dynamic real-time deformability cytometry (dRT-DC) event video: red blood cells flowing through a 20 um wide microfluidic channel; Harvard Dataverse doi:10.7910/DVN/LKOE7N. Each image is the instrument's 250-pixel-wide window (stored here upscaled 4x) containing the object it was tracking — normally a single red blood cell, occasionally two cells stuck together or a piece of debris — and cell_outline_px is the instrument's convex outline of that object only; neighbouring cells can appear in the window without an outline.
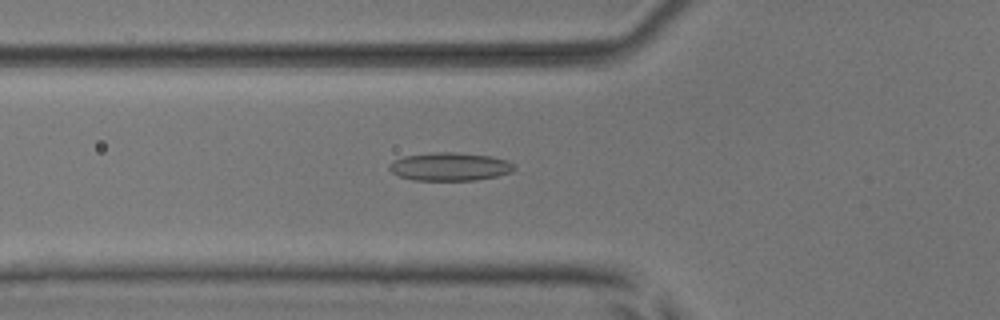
{"species": "common noctule bat (a hibernating species)", "species_latin": "Nyctalus noctula", "temperature_condition": "room temperature", "stored_images_in_passage": 52, "camera_frame_rate_fps": 3000, "um_per_image_px": 0.085, "animal": {"sex": "male", "body_mass_g": 17.9, "forearm_length_mm": 54.2}, "frame": {"image": 1, "passage_image": 19, "time_ms": 6.0, "image_size_px": [1000, 320], "cell_outline_px": [[516, 168], [512, 172], [496, 176], [476, 180], [412, 180], [400, 176], [392, 172], [388, 168], [388, 164], [404, 156], [436, 152], [452, 152], [492, 156], [508, 160]], "centroid_in_image_um": [38.25, 14.16], "position_along_channel_um": 87.5, "area_um2": 20.46}}
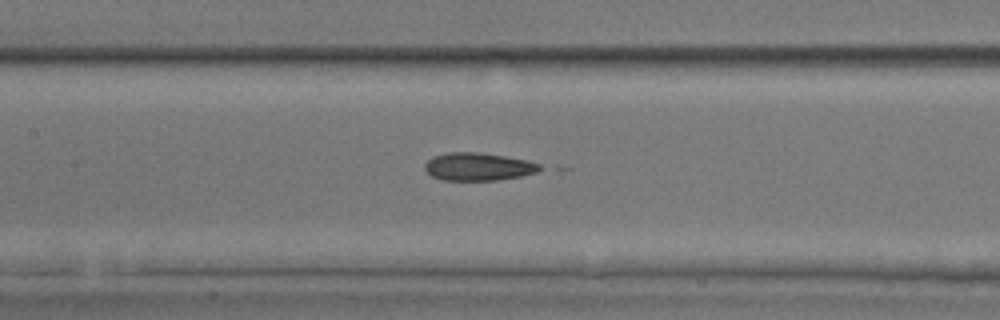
{"frame": {"image": 2, "passage_image": 25, "time_ms": 8.0, "image_size_px": [1000, 320], "cell_outline_px": [[544, 168], [536, 172], [520, 176], [496, 180], [440, 180], [432, 176], [424, 168], [424, 164], [432, 156], [448, 152], [480, 152], [528, 160], [540, 164]], "centroid_in_image_um": [40.64, 14.16], "position_along_channel_um": 166.8, "area_um2": 18.73}}
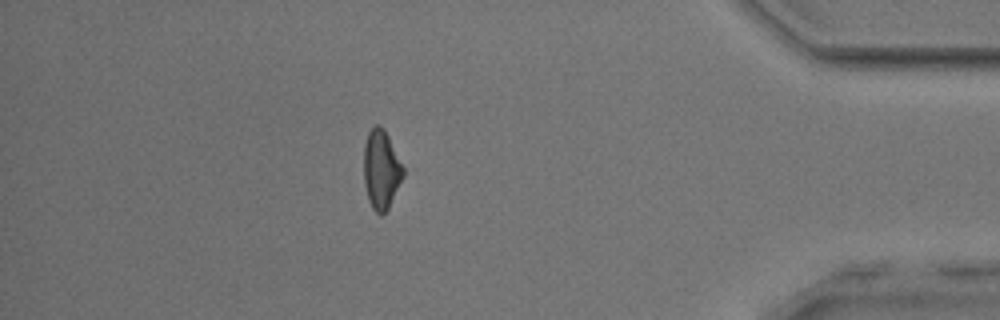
{"frame": {"image": 3, "passage_image": 46, "time_ms": 15.0, "image_size_px": [1000, 320], "cell_outline_px": [[404, 176], [388, 208], [380, 216], [372, 208], [368, 200], [364, 184], [364, 144], [368, 132], [376, 124], [380, 124], [384, 128], [404, 168]], "centroid_in_image_um": [32.39, 14.4], "position_along_channel_um": 402.8, "area_um2": 18.15}, "authors_computed_cell_mechanics": {"area_um2": 18.9295, "velocity_mm_per_s": 3.943, "shape_relaxation_time_tau1_ms": 11.3115, "shape_relaxation_time_tau2_ms": 2.9725, "deformation_change_tau1": 0.2036, "deformation_change_tau2": 0.1226}}